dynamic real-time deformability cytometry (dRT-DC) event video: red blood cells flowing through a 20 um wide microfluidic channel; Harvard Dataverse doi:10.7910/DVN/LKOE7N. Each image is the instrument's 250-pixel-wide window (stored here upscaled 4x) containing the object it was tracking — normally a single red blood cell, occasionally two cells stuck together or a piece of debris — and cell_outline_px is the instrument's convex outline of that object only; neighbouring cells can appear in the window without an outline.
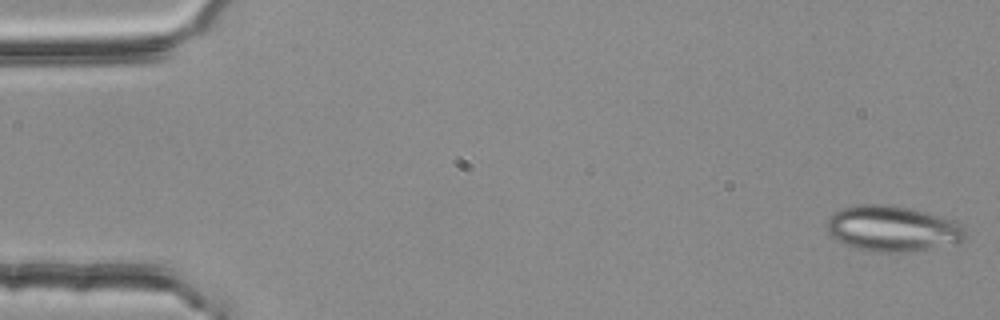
{"species": "common noctule bat (a hibernating species)", "species_latin": "Nyctalus noctula", "temperature_condition": "room temperature", "stored_images_in_passage": 53, "camera_frame_rate_fps": 3000, "um_per_image_px": 0.085, "animal": {"sex": "female", "body_mass_g": 25.1}, "frame": {"image": 1, "passage_image": 1, "time_ms": 0.0, "image_size_px": [1000, 320], "cell_outline_px": [[964, 240], [912, 252], [876, 252], [860, 248], [836, 240], [828, 232], [828, 220], [832, 212], [840, 208], [852, 204], [884, 204], [912, 208], [956, 220], [964, 228]], "centroid_in_image_um": [75.84, 19.4], "position_along_channel_um": 9.2, "area_um2": 36.76}}
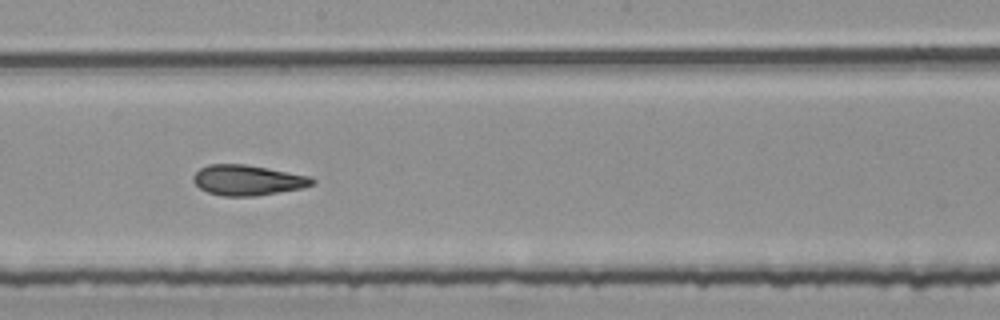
{"frame": {"image": 2, "passage_image": 30, "time_ms": 9.667, "image_size_px": [1000, 320], "cell_outline_px": [[316, 184], [304, 188], [256, 196], [224, 196], [208, 192], [200, 188], [192, 180], [192, 176], [200, 168], [208, 164], [244, 164], [312, 176], [316, 180]], "centroid_in_image_um": [21.09, 15.31], "position_along_channel_um": 227.1, "area_um2": 21.21}}
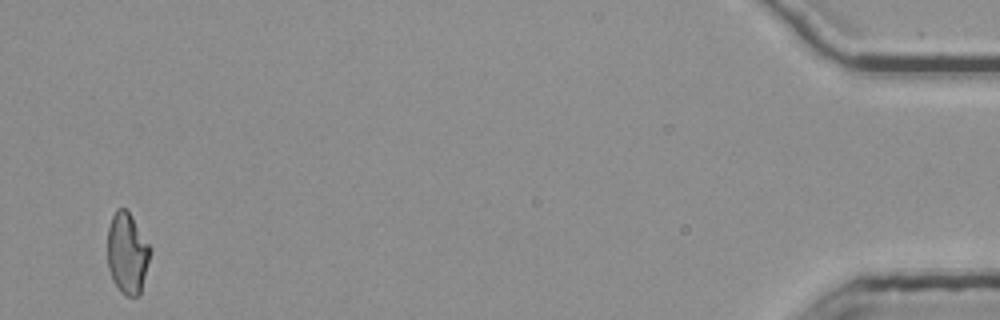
{"frame": {"image": 3, "passage_image": 53, "time_ms": 17.333, "image_size_px": [1000, 320], "cell_outline_px": [[152, 252], [140, 296], [128, 296], [120, 292], [112, 280], [108, 268], [108, 228], [112, 216], [116, 208], [124, 208], [132, 216], [152, 248]], "centroid_in_image_um": [10.84, 21.54], "position_along_channel_um": 424.4, "area_um2": 20.52}, "authors_computed_cell_mechanics": {"area_um2": 21.2126, "velocity_mm_per_s": 3.7432, "shape_relaxation_time_tau1_ms": null, "shape_relaxation_time_tau2_ms": 2.7847, "deformation_change_tau1": null, "deformation_change_tau2": 0.1041}}